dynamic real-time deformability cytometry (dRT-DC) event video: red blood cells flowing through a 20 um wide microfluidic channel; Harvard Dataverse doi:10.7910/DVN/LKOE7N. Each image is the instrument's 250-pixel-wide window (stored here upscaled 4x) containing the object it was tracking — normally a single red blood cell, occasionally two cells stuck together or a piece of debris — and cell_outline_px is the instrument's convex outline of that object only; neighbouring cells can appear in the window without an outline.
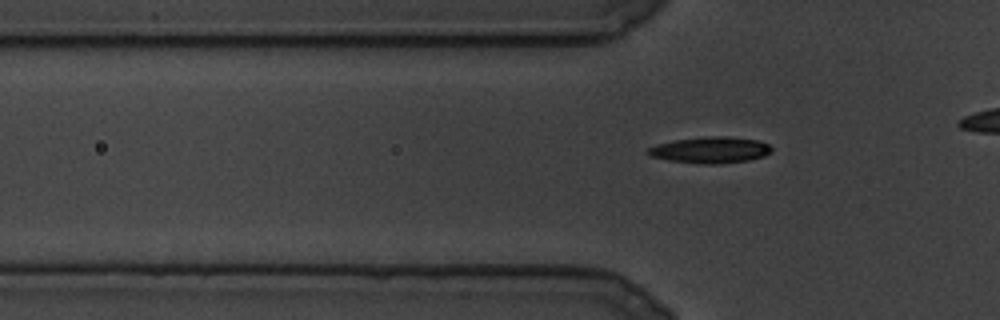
{"species": "common noctule bat (a hibernating species)", "species_latin": "Nyctalus noctula", "temperature_condition": "cold", "stored_images_in_passage": 59, "camera_frame_rate_fps": 3000, "um_per_image_px": 0.085, "animal": {"sex": "male", "body_mass_g": 19.5, "forearm_length_mm": 54.6}, "frame": {"image": 1, "passage_image": 6, "time_ms": 1.667, "image_size_px": [1000, 320], "cell_outline_px": [[772, 148], [764, 156], [748, 160], [720, 164], [700, 164], [668, 160], [648, 156], [644, 152], [648, 148], [656, 144], [676, 140], [704, 136], [728, 136], [756, 140], [768, 144]], "centroid_in_image_um": [60.31, 12.75], "position_along_channel_um": 65.5, "area_um2": 19.02}}
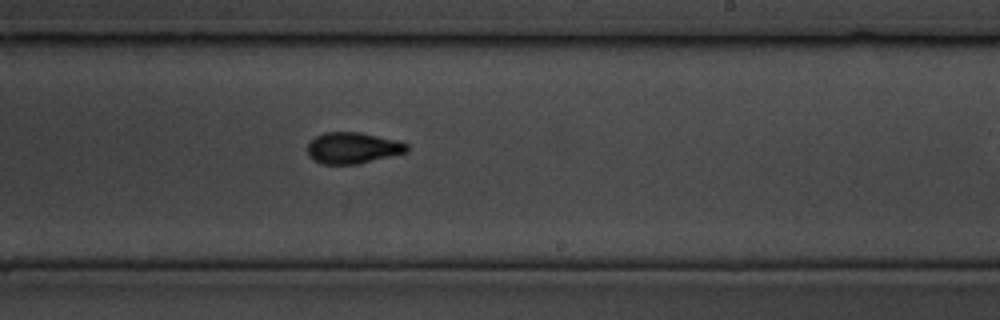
{"frame": {"image": 2, "passage_image": 37, "time_ms": 12.0, "image_size_px": [1000, 320], "cell_outline_px": [[408, 152], [356, 164], [320, 164], [312, 160], [308, 156], [308, 144], [316, 136], [324, 132], [360, 132], [396, 140], [408, 144]], "centroid_in_image_um": [29.96, 12.58], "position_along_channel_um": 259.0, "area_um2": 18.09}}
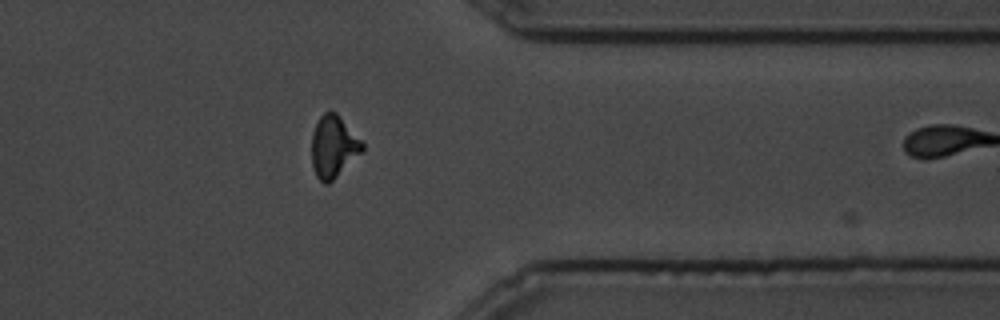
{"frame": {"image": 3, "passage_image": 58, "time_ms": 19.0, "image_size_px": [1000, 320], "cell_outline_px": [[364, 152], [328, 184], [324, 184], [316, 176], [312, 164], [312, 132], [320, 116], [324, 112], [336, 112], [364, 144]], "centroid_in_image_um": [28.35, 12.48], "position_along_channel_um": 383.0, "area_um2": 18.26}}